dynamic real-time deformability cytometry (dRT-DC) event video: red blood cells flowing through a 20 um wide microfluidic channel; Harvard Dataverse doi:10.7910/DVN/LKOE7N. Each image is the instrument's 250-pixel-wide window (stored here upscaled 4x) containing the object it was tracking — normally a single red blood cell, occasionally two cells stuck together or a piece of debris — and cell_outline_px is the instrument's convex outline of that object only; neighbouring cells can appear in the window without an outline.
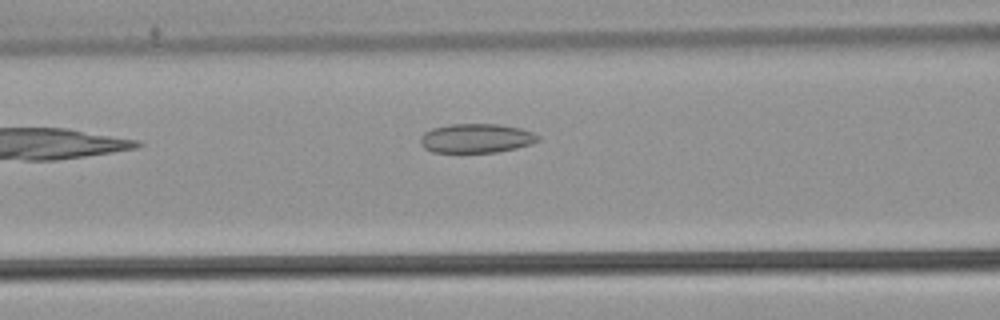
{"species": "common noctule bat (a hibernating species)", "species_latin": "Nyctalus noctula", "temperature_condition": "warm", "stored_images_in_passage": 32, "camera_frame_rate_fps": 3000, "um_per_image_px": 0.085, "animal": {"sex": "male", "body_mass_g": 21.5, "forearm_length_mm": 52.0}, "frame": {"image": 1, "passage_image": 5, "time_ms": 1.333, "image_size_px": [1000, 320], "cell_outline_px": [[540, 140], [532, 144], [516, 148], [496, 152], [432, 152], [424, 148], [420, 144], [420, 136], [424, 132], [432, 128], [448, 124], [500, 124], [520, 128], [532, 132], [540, 136]], "centroid_in_image_um": [40.47, 11.75], "position_along_channel_um": 126.1, "area_um2": 20.17}}
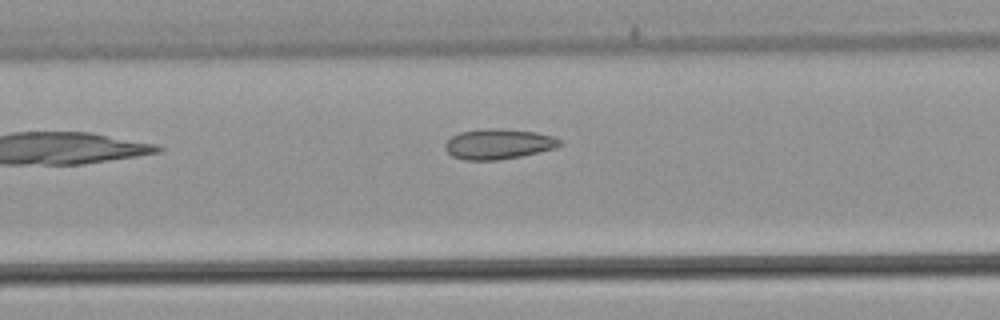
{"frame": {"image": 2, "passage_image": 8, "time_ms": 2.333, "image_size_px": [1000, 320], "cell_outline_px": [[564, 144], [556, 148], [520, 156], [500, 160], [464, 160], [452, 156], [444, 148], [444, 144], [452, 136], [460, 132], [484, 128], [504, 128], [536, 132], [552, 136], [560, 140]], "centroid_in_image_um": [42.36, 12.23], "position_along_channel_um": 165.0, "area_um2": 20.4}}